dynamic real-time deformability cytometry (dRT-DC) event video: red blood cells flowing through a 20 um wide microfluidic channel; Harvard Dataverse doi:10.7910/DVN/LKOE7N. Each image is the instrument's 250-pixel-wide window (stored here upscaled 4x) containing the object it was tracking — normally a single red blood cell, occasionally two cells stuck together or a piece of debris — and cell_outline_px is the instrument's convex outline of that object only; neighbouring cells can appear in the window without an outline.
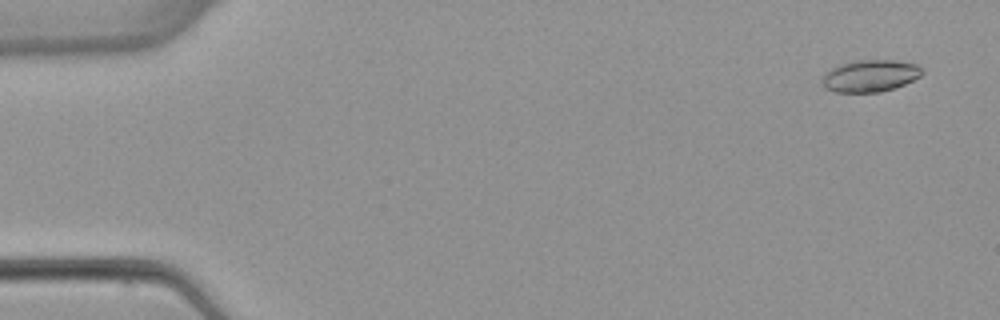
{"species": "common noctule bat (a hibernating species)", "species_latin": "Nyctalus noctula", "temperature_condition": "warm", "stored_images_in_passage": 6, "camera_frame_rate_fps": 3000, "um_per_image_px": 0.085, "animal": {"sex": "female", "body_mass_g": 22.7, "forearm_length_mm": 54.2}, "frame": {"image": 1, "passage_image": 1, "time_ms": 0.0, "image_size_px": [1000, 320], "cell_outline_px": [[924, 72], [920, 76], [904, 84], [880, 92], [836, 92], [824, 88], [820, 84], [820, 80], [832, 68], [840, 64], [856, 60], [896, 60], [916, 64]], "centroid_in_image_um": [73.93, 6.44], "position_along_channel_um": 11.1, "area_um2": 18.55}}
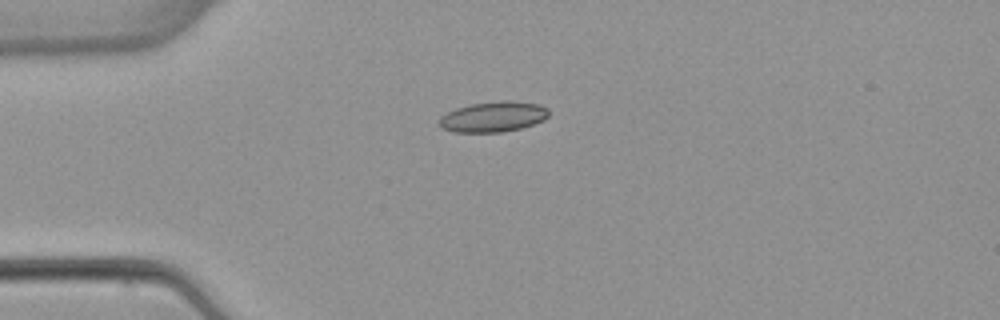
{"frame": {"image": 2, "passage_image": 4, "time_ms": 3.667, "image_size_px": [1000, 320], "cell_outline_px": [[548, 116], [544, 120], [520, 128], [500, 132], [452, 132], [440, 128], [440, 116], [456, 108], [472, 104], [500, 100], [508, 100], [540, 104], [548, 108]], "centroid_in_image_um": [41.92, 9.92], "position_along_channel_um": 43.1, "area_um2": 19.42}}
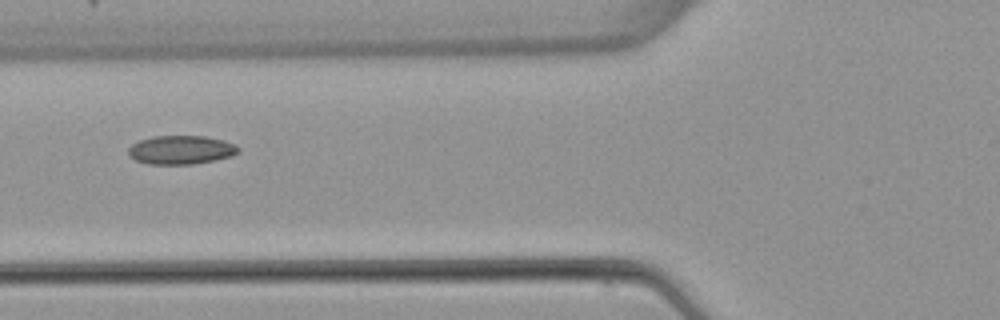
{"frame": {"image": 3, "passage_image": 6, "time_ms": 6.0, "image_size_px": [1000, 320], "cell_outline_px": [[240, 152], [232, 156], [216, 160], [192, 164], [148, 164], [136, 160], [128, 156], [128, 148], [132, 144], [140, 140], [152, 136], [204, 136], [224, 140], [236, 144], [240, 148]], "centroid_in_image_um": [15.41, 12.74], "position_along_channel_um": 110.4, "area_um2": 18.61}}